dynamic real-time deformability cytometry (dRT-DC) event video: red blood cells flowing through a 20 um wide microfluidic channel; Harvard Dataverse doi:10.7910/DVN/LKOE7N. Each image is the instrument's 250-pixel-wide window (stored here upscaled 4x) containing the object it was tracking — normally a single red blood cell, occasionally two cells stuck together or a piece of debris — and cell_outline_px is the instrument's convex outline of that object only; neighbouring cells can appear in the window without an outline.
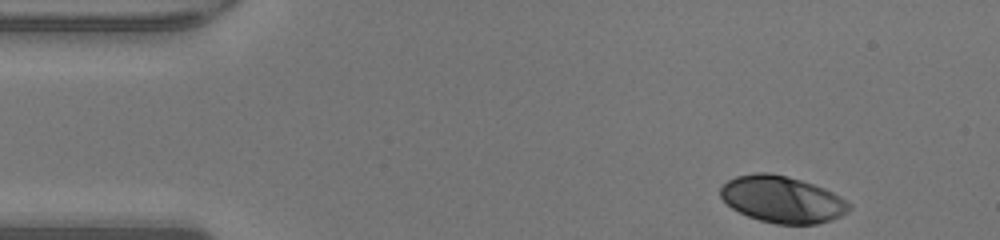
{"species": "human", "species_latin": "Homo sapiens", "temperature_condition": "warm", "stored_images_in_passage": 36, "camera_frame_rate_fps": 3000, "um_per_image_px": 0.085, "donor": {"sex": "male"}, "frame": {"image": 1, "passage_image": 1, "time_ms": 0.0, "image_size_px": [1000, 240], "cell_outline_px": [[852, 208], [848, 212], [832, 220], [816, 224], [776, 224], [760, 220], [748, 216], [732, 208], [720, 196], [720, 188], [728, 180], [736, 176], [756, 172], [768, 172], [788, 176], [824, 188], [840, 196], [852, 204]], "centroid_in_image_um": [66.51, 16.95], "position_along_channel_um": 18.5, "area_um2": 35.03}}
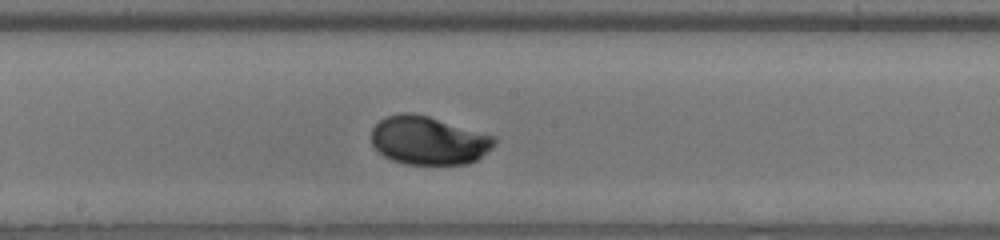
{"frame": {"image": 2, "passage_image": 21, "time_ms": 6.667, "image_size_px": [1000, 240], "cell_outline_px": [[496, 144], [492, 148], [476, 160], [468, 164], [404, 164], [392, 160], [384, 156], [372, 144], [372, 128], [380, 120], [388, 116], [400, 112], [412, 112], [428, 116], [496, 136]], "centroid_in_image_um": [36.44, 11.94], "position_along_channel_um": 211.8, "area_um2": 34.74}}
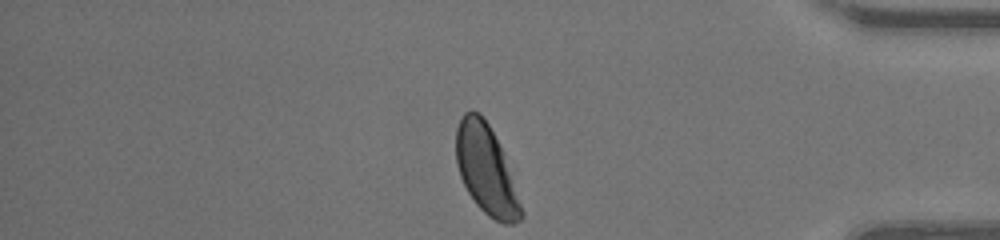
{"frame": {"image": 3, "passage_image": 36, "time_ms": 11.667, "image_size_px": [1000, 240], "cell_outline_px": [[524, 216], [520, 220], [512, 224], [504, 224], [488, 216], [476, 204], [468, 192], [460, 176], [456, 164], [456, 128], [464, 112], [472, 108], [480, 112], [488, 124], [500, 148], [524, 212]], "centroid_in_image_um": [41.29, 14.42], "position_along_channel_um": 393.9, "area_um2": 33.23}, "authors_computed_cell_mechanics": {"area_um2": 34.5644, "velocity_mm_per_s": 4.2887, "shape_relaxation_time_tau1_ms": 2.0994, "shape_relaxation_time_tau2_ms": null, "deformation_change_tau1": 0.1223, "deformation_change_tau2": null}}